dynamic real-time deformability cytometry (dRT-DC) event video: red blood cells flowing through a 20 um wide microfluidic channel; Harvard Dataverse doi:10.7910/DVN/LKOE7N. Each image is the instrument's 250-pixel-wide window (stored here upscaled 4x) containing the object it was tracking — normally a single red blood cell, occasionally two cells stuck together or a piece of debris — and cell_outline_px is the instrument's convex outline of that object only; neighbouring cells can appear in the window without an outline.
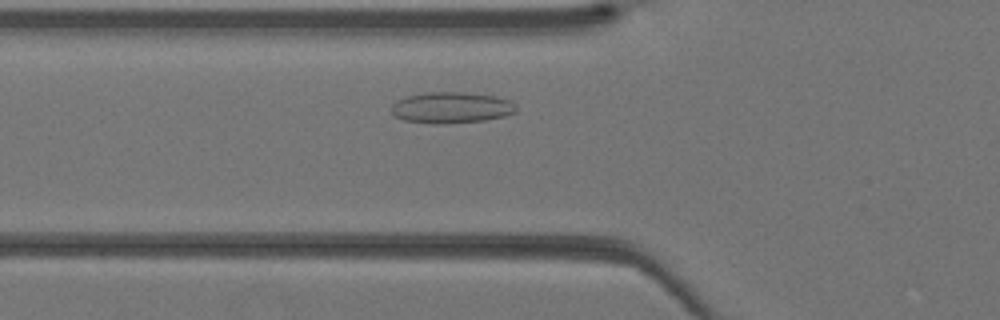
{"species": "Egyptian fruit bat (a non-hibernating species)", "species_latin": "Rousettus aegyptiacus", "temperature_condition": "warm", "stored_images_in_passage": 32, "camera_frame_rate_fps": 3000, "um_per_image_px": 0.085, "animal": {"sex": "female"}, "frame": {"image": 1, "passage_image": 6, "time_ms": 1.667, "image_size_px": [1000, 320], "cell_outline_px": [[516, 112], [504, 116], [484, 120], [436, 124], [432, 124], [404, 120], [396, 116], [392, 112], [392, 104], [396, 100], [404, 96], [428, 92], [464, 92], [492, 96], [508, 100], [516, 104]], "centroid_in_image_um": [38.33, 9.14], "position_along_channel_um": 87.5, "area_um2": 22.54}}
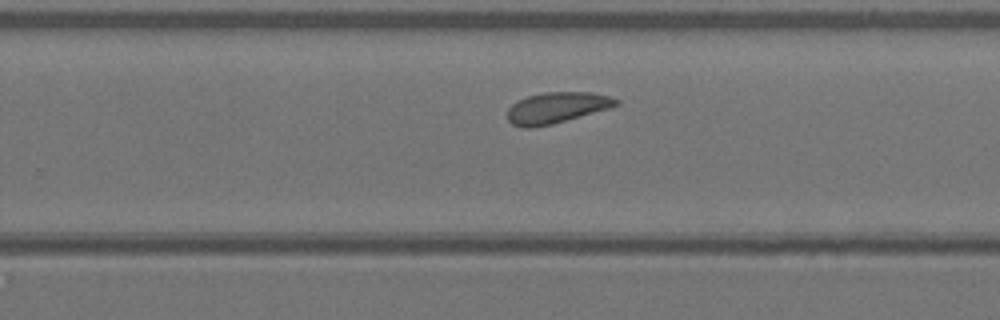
{"frame": {"image": 2, "passage_image": 18, "time_ms": 5.667, "image_size_px": [1000, 320], "cell_outline_px": [[620, 104], [608, 108], [552, 124], [528, 128], [524, 128], [512, 124], [508, 120], [508, 108], [512, 104], [528, 96], [544, 92], [592, 92], [612, 96], [620, 100]], "centroid_in_image_um": [47.34, 9.14], "position_along_channel_um": 282.5, "area_um2": 19.48}}
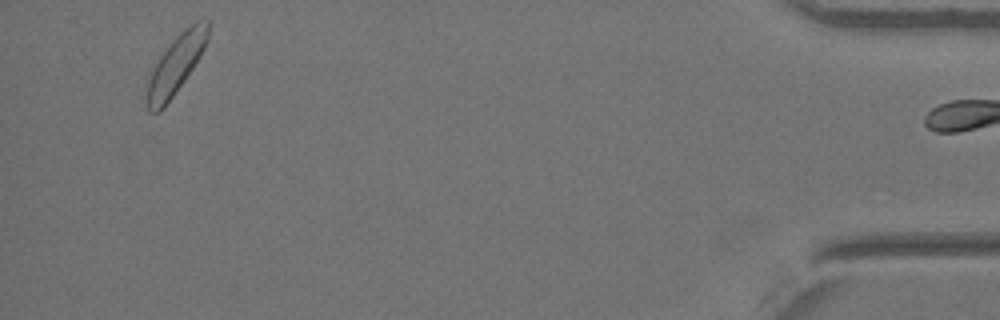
{"frame": {"image": 3, "passage_image": 31, "time_ms": 10.0, "image_size_px": [1000, 320], "cell_outline_px": [[208, 40], [200, 56], [184, 80], [164, 108], [160, 112], [148, 112], [144, 100], [144, 92], [152, 64], [172, 40], [184, 28], [196, 20], [208, 20]], "centroid_in_image_um": [14.86, 5.53], "position_along_channel_um": 420.3, "area_um2": 21.39}}